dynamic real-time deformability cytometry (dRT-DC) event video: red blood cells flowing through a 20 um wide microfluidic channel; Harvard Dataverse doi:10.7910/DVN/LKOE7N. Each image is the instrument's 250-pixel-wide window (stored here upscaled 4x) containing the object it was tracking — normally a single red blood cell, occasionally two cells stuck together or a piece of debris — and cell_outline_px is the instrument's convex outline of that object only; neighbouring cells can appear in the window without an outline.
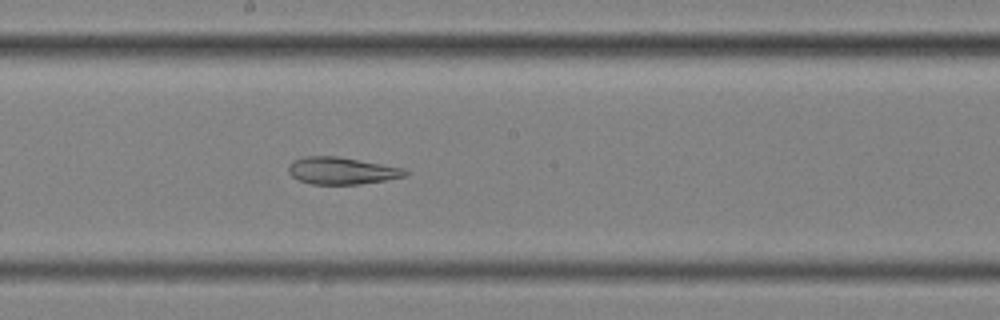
{"species": "common noctule bat (a hibernating species)", "species_latin": "Nyctalus noctula", "temperature_condition": "cold", "stored_images_in_passage": 57, "segment_of_instrument_passage": [2, 2], "camera_frame_rate_fps": 3000, "um_per_image_px": 0.085, "animal": {"sex": "female", "body_mass_g": 25.1}, "frame": {"image": 1, "passage_image": 31, "time_ms": 10.0, "image_size_px": [1000, 320], "cell_outline_px": [[408, 176], [360, 184], [312, 184], [300, 180], [292, 176], [288, 172], [288, 164], [292, 160], [304, 156], [336, 156], [404, 168], [408, 172]], "centroid_in_image_um": [29.02, 14.51], "position_along_channel_um": 219.2, "area_um2": 18.38}}
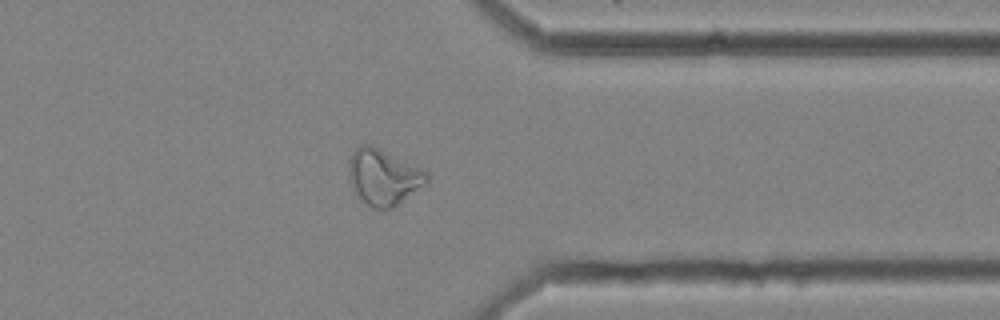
{"frame": {"image": 2, "passage_image": 45, "time_ms": 14.667, "image_size_px": [1000, 320], "cell_outline_px": [[428, 180], [392, 208], [372, 208], [356, 196], [348, 180], [348, 164], [352, 152], [360, 144], [372, 144], [428, 172]], "centroid_in_image_um": [32.51, 15.02], "position_along_channel_um": 378.9, "area_um2": 25.2}}
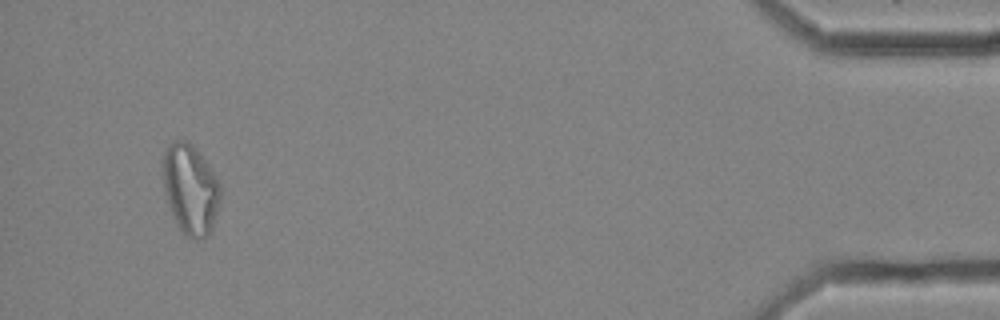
{"frame": {"image": 3, "passage_image": 54, "time_ms": 17.667, "image_size_px": [1000, 320], "cell_outline_px": [[220, 200], [212, 228], [200, 240], [196, 240], [180, 232], [172, 216], [168, 204], [164, 188], [164, 148], [168, 144], [176, 140], [184, 140], [208, 164], [220, 180]], "centroid_in_image_um": [16.19, 16.13], "position_along_channel_um": 419.0, "area_um2": 29.77}}